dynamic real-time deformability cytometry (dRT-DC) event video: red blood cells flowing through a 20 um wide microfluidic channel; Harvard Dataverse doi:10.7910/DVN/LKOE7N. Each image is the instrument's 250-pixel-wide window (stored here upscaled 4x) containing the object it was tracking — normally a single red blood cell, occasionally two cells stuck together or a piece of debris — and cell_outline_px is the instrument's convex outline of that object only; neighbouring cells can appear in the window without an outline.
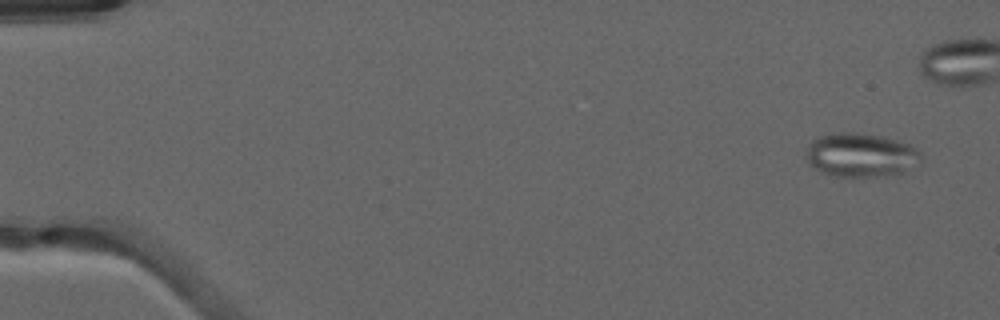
{"species": "common noctule bat (a hibernating species)", "species_latin": "Nyctalus noctula", "temperature_condition": "warm", "stored_images_in_passage": 43, "segment_of_instrument_passage": [1, 3], "camera_frame_rate_fps": 3000, "um_per_image_px": 0.085, "animal": {"sex": "male", "forearm_length_mm": 52.5}, "frame": {"image": 1, "passage_image": 3, "time_ms": 0.667, "image_size_px": [1000, 320], "cell_outline_px": [[924, 160], [920, 164], [904, 172], [852, 180], [832, 176], [820, 172], [808, 164], [804, 156], [808, 144], [816, 136], [840, 132], [856, 132], [884, 136], [908, 144], [916, 148], [924, 156]], "centroid_in_image_um": [73.15, 13.21], "position_along_channel_um": 11.9, "area_um2": 30.69}}